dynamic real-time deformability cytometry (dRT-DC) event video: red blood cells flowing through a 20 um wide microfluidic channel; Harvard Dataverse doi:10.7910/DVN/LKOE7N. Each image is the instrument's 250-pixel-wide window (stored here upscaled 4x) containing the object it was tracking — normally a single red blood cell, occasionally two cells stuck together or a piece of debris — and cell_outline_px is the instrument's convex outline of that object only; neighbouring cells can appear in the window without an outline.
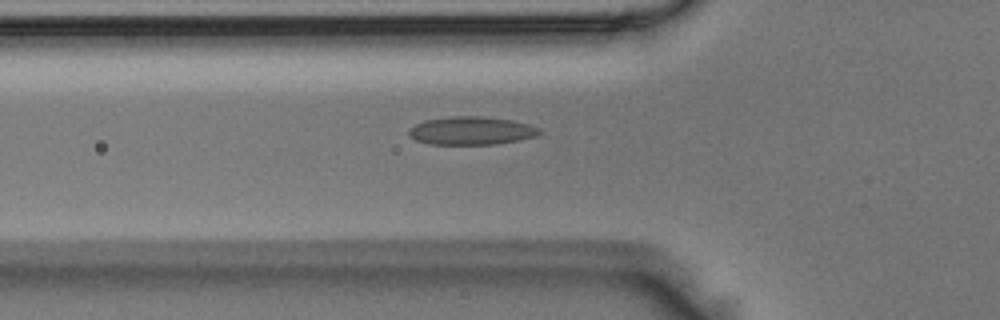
{"species": "Egyptian fruit bat (a non-hibernating species)", "species_latin": "Rousettus aegyptiacus", "temperature_condition": "room temperature", "stored_images_in_passage": 6, "camera_frame_rate_fps": 3000, "um_per_image_px": 0.085, "animal": {"sex": "male"}, "frame": {"image": 1, "passage_image": 6, "time_ms": 1.667, "image_size_px": [1000, 320], "cell_outline_px": [[544, 132], [536, 136], [520, 140], [496, 144], [428, 144], [416, 140], [408, 136], [408, 128], [424, 120], [452, 116], [480, 116], [512, 120], [528, 124], [540, 128]], "centroid_in_image_um": [40.06, 11.11], "position_along_channel_um": 85.7, "area_um2": 21.62}}